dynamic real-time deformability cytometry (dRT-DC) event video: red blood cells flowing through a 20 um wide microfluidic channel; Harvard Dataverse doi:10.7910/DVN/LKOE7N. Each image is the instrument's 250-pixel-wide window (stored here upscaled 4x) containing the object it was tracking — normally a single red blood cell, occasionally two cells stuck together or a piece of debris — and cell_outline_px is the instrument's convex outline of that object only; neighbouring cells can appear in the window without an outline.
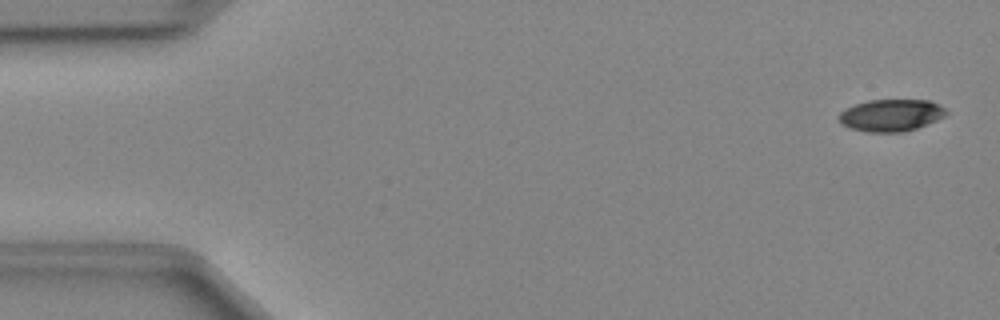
{"species": "Egyptian fruit bat (a non-hibernating species)", "species_latin": "Rousettus aegyptiacus", "temperature_condition": "cold", "stored_images_in_passage": 47, "camera_frame_rate_fps": 3000, "um_per_image_px": 0.085, "animal": {"sex": "female"}, "frame": {"image": 1, "passage_image": 1, "time_ms": 0.0, "image_size_px": [1000, 320], "cell_outline_px": [[948, 112], [944, 116], [936, 120], [916, 128], [904, 132], [868, 132], [848, 128], [840, 124], [836, 116], [844, 108], [868, 100], [928, 100], [940, 104]], "centroid_in_image_um": [75.68, 9.8], "position_along_channel_um": 9.3, "area_um2": 20.23}}
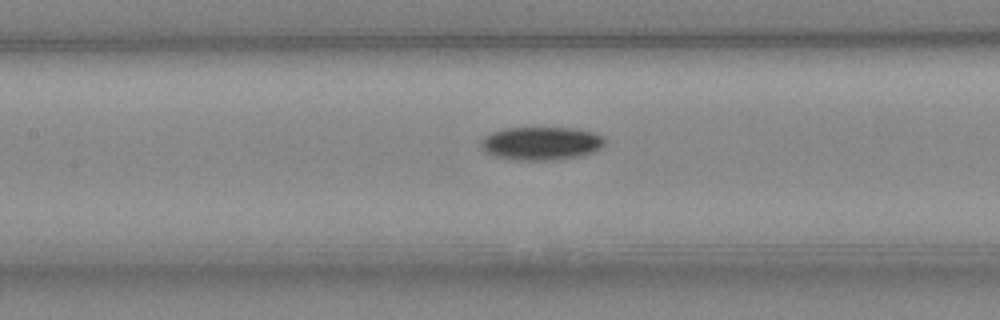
{"frame": {"image": 2, "passage_image": 21, "time_ms": 6.667, "image_size_px": [1000, 320], "cell_outline_px": [[604, 144], [600, 148], [584, 156], [560, 160], [520, 160], [496, 156], [484, 152], [480, 144], [480, 140], [484, 136], [492, 132], [504, 128], [576, 128], [592, 132], [600, 136], [604, 140]], "centroid_in_image_um": [45.98, 12.19], "position_along_channel_um": 161.4, "area_um2": 24.1}}
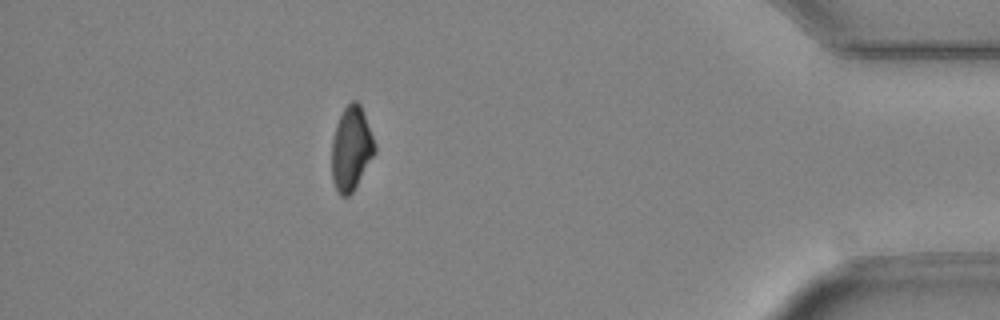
{"frame": {"image": 3, "passage_image": 42, "time_ms": 13.667, "image_size_px": [1000, 320], "cell_outline_px": [[376, 152], [352, 192], [348, 196], [340, 196], [336, 192], [332, 180], [332, 140], [336, 124], [344, 108], [352, 100], [356, 100], [360, 104], [376, 144]], "centroid_in_image_um": [29.85, 12.64], "position_along_channel_um": 405.4, "area_um2": 21.04}}